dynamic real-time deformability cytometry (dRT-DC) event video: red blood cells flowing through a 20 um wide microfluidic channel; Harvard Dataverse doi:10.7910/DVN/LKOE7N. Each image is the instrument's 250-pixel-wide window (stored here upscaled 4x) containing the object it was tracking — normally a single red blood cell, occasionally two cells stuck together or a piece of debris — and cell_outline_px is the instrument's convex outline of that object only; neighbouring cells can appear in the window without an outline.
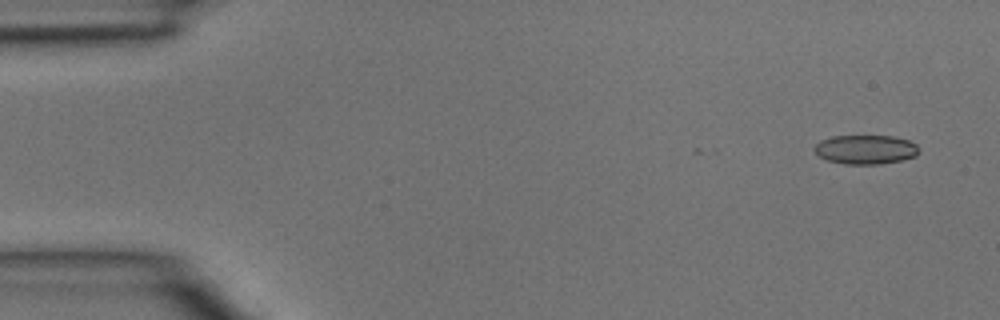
{"species": "common noctule bat (a hibernating species)", "species_latin": "Nyctalus noctula", "temperature_condition": "room temperature", "stored_images_in_passage": 3, "camera_frame_rate_fps": 3000, "um_per_image_px": 0.085, "animal": {"sex": "male", "body_mass_g": 15.6}, "frame": {"image": 1, "passage_image": 1, "time_ms": 0.0, "image_size_px": [1000, 320], "cell_outline_px": [[920, 152], [916, 156], [900, 160], [880, 164], [844, 164], [828, 160], [820, 156], [812, 148], [820, 140], [832, 136], [892, 136], [908, 140], [916, 144]], "centroid_in_image_um": [73.57, 12.7], "position_along_channel_um": 11.4, "area_um2": 17.74}}
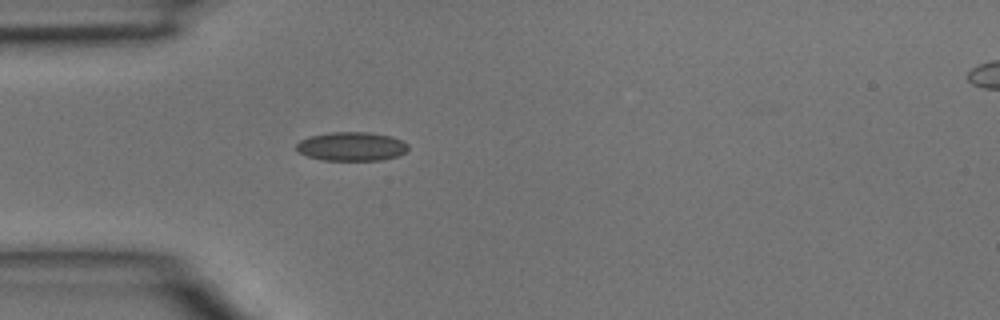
{"frame": {"image": 2, "passage_image": 3, "time_ms": 0.667, "image_size_px": [1000, 320], "cell_outline_px": [[408, 148], [404, 152], [396, 156], [380, 160], [324, 160], [308, 156], [300, 152], [296, 148], [296, 144], [300, 140], [308, 136], [328, 132], [368, 132], [392, 136], [408, 144]], "centroid_in_image_um": [29.86, 12.43], "position_along_channel_um": 55.1, "area_um2": 18.73}}